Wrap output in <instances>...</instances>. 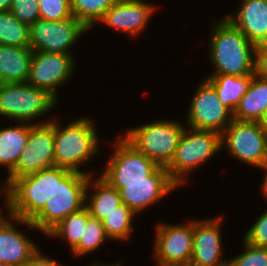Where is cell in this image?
Wrapping results in <instances>:
<instances>
[{
	"instance_id": "obj_1",
	"label": "cell",
	"mask_w": 267,
	"mask_h": 266,
	"mask_svg": "<svg viewBox=\"0 0 267 266\" xmlns=\"http://www.w3.org/2000/svg\"><path fill=\"white\" fill-rule=\"evenodd\" d=\"M60 120L61 117H54L55 166L88 176L96 175L94 171H86L83 167L88 166L96 155L101 156L97 122L84 116L74 120L71 118L64 127Z\"/></svg>"
},
{
	"instance_id": "obj_2",
	"label": "cell",
	"mask_w": 267,
	"mask_h": 266,
	"mask_svg": "<svg viewBox=\"0 0 267 266\" xmlns=\"http://www.w3.org/2000/svg\"><path fill=\"white\" fill-rule=\"evenodd\" d=\"M212 19L207 54L209 74L246 76L254 74L255 45L227 18Z\"/></svg>"
},
{
	"instance_id": "obj_3",
	"label": "cell",
	"mask_w": 267,
	"mask_h": 266,
	"mask_svg": "<svg viewBox=\"0 0 267 266\" xmlns=\"http://www.w3.org/2000/svg\"><path fill=\"white\" fill-rule=\"evenodd\" d=\"M70 170L53 166L15 179L6 189L12 216L32 221L60 190V180Z\"/></svg>"
},
{
	"instance_id": "obj_4",
	"label": "cell",
	"mask_w": 267,
	"mask_h": 266,
	"mask_svg": "<svg viewBox=\"0 0 267 266\" xmlns=\"http://www.w3.org/2000/svg\"><path fill=\"white\" fill-rule=\"evenodd\" d=\"M58 103L59 101L46 90L27 82L0 83V116H3V119L5 117L8 120L13 119L14 122L31 124L48 123L55 116L47 114L53 113L52 110ZM46 116L49 118L43 120Z\"/></svg>"
},
{
	"instance_id": "obj_5",
	"label": "cell",
	"mask_w": 267,
	"mask_h": 266,
	"mask_svg": "<svg viewBox=\"0 0 267 266\" xmlns=\"http://www.w3.org/2000/svg\"><path fill=\"white\" fill-rule=\"evenodd\" d=\"M181 122V123H180ZM186 125L173 119H158L136 125L120 134L138 152L145 154L158 166L167 167L172 161Z\"/></svg>"
},
{
	"instance_id": "obj_6",
	"label": "cell",
	"mask_w": 267,
	"mask_h": 266,
	"mask_svg": "<svg viewBox=\"0 0 267 266\" xmlns=\"http://www.w3.org/2000/svg\"><path fill=\"white\" fill-rule=\"evenodd\" d=\"M220 151H223L221 134L186 127L166 170L171 180L181 188L190 181L189 176L193 175L191 172H196Z\"/></svg>"
},
{
	"instance_id": "obj_7",
	"label": "cell",
	"mask_w": 267,
	"mask_h": 266,
	"mask_svg": "<svg viewBox=\"0 0 267 266\" xmlns=\"http://www.w3.org/2000/svg\"><path fill=\"white\" fill-rule=\"evenodd\" d=\"M89 176L69 171L60 180V190L51 196L44 209L31 221L37 231L47 235L59 222L85 207Z\"/></svg>"
},
{
	"instance_id": "obj_8",
	"label": "cell",
	"mask_w": 267,
	"mask_h": 266,
	"mask_svg": "<svg viewBox=\"0 0 267 266\" xmlns=\"http://www.w3.org/2000/svg\"><path fill=\"white\" fill-rule=\"evenodd\" d=\"M221 145L246 166L259 169L267 162V131L256 121L233 119L221 134Z\"/></svg>"
},
{
	"instance_id": "obj_9",
	"label": "cell",
	"mask_w": 267,
	"mask_h": 266,
	"mask_svg": "<svg viewBox=\"0 0 267 266\" xmlns=\"http://www.w3.org/2000/svg\"><path fill=\"white\" fill-rule=\"evenodd\" d=\"M53 166L54 118L48 123L34 124L30 128L27 144L16 166L7 174L1 185L5 190L15 179Z\"/></svg>"
},
{
	"instance_id": "obj_10",
	"label": "cell",
	"mask_w": 267,
	"mask_h": 266,
	"mask_svg": "<svg viewBox=\"0 0 267 266\" xmlns=\"http://www.w3.org/2000/svg\"><path fill=\"white\" fill-rule=\"evenodd\" d=\"M193 90L186 113V127L219 134L233 120V113L221 102L214 87L203 78Z\"/></svg>"
},
{
	"instance_id": "obj_11",
	"label": "cell",
	"mask_w": 267,
	"mask_h": 266,
	"mask_svg": "<svg viewBox=\"0 0 267 266\" xmlns=\"http://www.w3.org/2000/svg\"><path fill=\"white\" fill-rule=\"evenodd\" d=\"M108 142L114 152L99 174L103 179L107 182L149 181V175L158 167L155 162L138 152L120 134L115 141Z\"/></svg>"
},
{
	"instance_id": "obj_12",
	"label": "cell",
	"mask_w": 267,
	"mask_h": 266,
	"mask_svg": "<svg viewBox=\"0 0 267 266\" xmlns=\"http://www.w3.org/2000/svg\"><path fill=\"white\" fill-rule=\"evenodd\" d=\"M88 31L90 33L74 16L59 21L39 19L29 25L30 48L46 53L74 55L72 47Z\"/></svg>"
},
{
	"instance_id": "obj_13",
	"label": "cell",
	"mask_w": 267,
	"mask_h": 266,
	"mask_svg": "<svg viewBox=\"0 0 267 266\" xmlns=\"http://www.w3.org/2000/svg\"><path fill=\"white\" fill-rule=\"evenodd\" d=\"M152 257L162 264L189 266L193 251V218L183 223L159 222L154 226Z\"/></svg>"
},
{
	"instance_id": "obj_14",
	"label": "cell",
	"mask_w": 267,
	"mask_h": 266,
	"mask_svg": "<svg viewBox=\"0 0 267 266\" xmlns=\"http://www.w3.org/2000/svg\"><path fill=\"white\" fill-rule=\"evenodd\" d=\"M76 64L74 55L34 51L27 83L46 90L60 101L58 90L70 82L76 72Z\"/></svg>"
},
{
	"instance_id": "obj_15",
	"label": "cell",
	"mask_w": 267,
	"mask_h": 266,
	"mask_svg": "<svg viewBox=\"0 0 267 266\" xmlns=\"http://www.w3.org/2000/svg\"><path fill=\"white\" fill-rule=\"evenodd\" d=\"M108 183L119 191L122 203L136 215L142 214L150 206L179 189L169 177L166 168L162 166H158L149 175V181Z\"/></svg>"
},
{
	"instance_id": "obj_16",
	"label": "cell",
	"mask_w": 267,
	"mask_h": 266,
	"mask_svg": "<svg viewBox=\"0 0 267 266\" xmlns=\"http://www.w3.org/2000/svg\"><path fill=\"white\" fill-rule=\"evenodd\" d=\"M223 214L214 218H193V251L189 266H218L223 259Z\"/></svg>"
},
{
	"instance_id": "obj_17",
	"label": "cell",
	"mask_w": 267,
	"mask_h": 266,
	"mask_svg": "<svg viewBox=\"0 0 267 266\" xmlns=\"http://www.w3.org/2000/svg\"><path fill=\"white\" fill-rule=\"evenodd\" d=\"M157 8V4L146 0H117L97 25H105L118 30V32H125L124 34H128L132 38L137 37L142 35L144 29L149 25Z\"/></svg>"
},
{
	"instance_id": "obj_18",
	"label": "cell",
	"mask_w": 267,
	"mask_h": 266,
	"mask_svg": "<svg viewBox=\"0 0 267 266\" xmlns=\"http://www.w3.org/2000/svg\"><path fill=\"white\" fill-rule=\"evenodd\" d=\"M20 225L37 231L31 221L10 215L0 225V262L21 266L40 249L32 238L19 230Z\"/></svg>"
},
{
	"instance_id": "obj_19",
	"label": "cell",
	"mask_w": 267,
	"mask_h": 266,
	"mask_svg": "<svg viewBox=\"0 0 267 266\" xmlns=\"http://www.w3.org/2000/svg\"><path fill=\"white\" fill-rule=\"evenodd\" d=\"M238 6L224 17L255 46L267 44V0H241Z\"/></svg>"
},
{
	"instance_id": "obj_20",
	"label": "cell",
	"mask_w": 267,
	"mask_h": 266,
	"mask_svg": "<svg viewBox=\"0 0 267 266\" xmlns=\"http://www.w3.org/2000/svg\"><path fill=\"white\" fill-rule=\"evenodd\" d=\"M122 204L119 191L111 186L99 173L89 176L85 192V207L89 214L102 221Z\"/></svg>"
},
{
	"instance_id": "obj_21",
	"label": "cell",
	"mask_w": 267,
	"mask_h": 266,
	"mask_svg": "<svg viewBox=\"0 0 267 266\" xmlns=\"http://www.w3.org/2000/svg\"><path fill=\"white\" fill-rule=\"evenodd\" d=\"M34 50L0 45V83L27 82Z\"/></svg>"
},
{
	"instance_id": "obj_22",
	"label": "cell",
	"mask_w": 267,
	"mask_h": 266,
	"mask_svg": "<svg viewBox=\"0 0 267 266\" xmlns=\"http://www.w3.org/2000/svg\"><path fill=\"white\" fill-rule=\"evenodd\" d=\"M14 123L15 125L0 128V167H4L7 174L16 166L27 144L29 130L34 125L27 122Z\"/></svg>"
},
{
	"instance_id": "obj_23",
	"label": "cell",
	"mask_w": 267,
	"mask_h": 266,
	"mask_svg": "<svg viewBox=\"0 0 267 266\" xmlns=\"http://www.w3.org/2000/svg\"><path fill=\"white\" fill-rule=\"evenodd\" d=\"M267 107V79L252 75L247 92L233 112V119L258 121Z\"/></svg>"
},
{
	"instance_id": "obj_24",
	"label": "cell",
	"mask_w": 267,
	"mask_h": 266,
	"mask_svg": "<svg viewBox=\"0 0 267 266\" xmlns=\"http://www.w3.org/2000/svg\"><path fill=\"white\" fill-rule=\"evenodd\" d=\"M203 77L214 87L221 102L233 113L247 92L252 75L208 74Z\"/></svg>"
},
{
	"instance_id": "obj_25",
	"label": "cell",
	"mask_w": 267,
	"mask_h": 266,
	"mask_svg": "<svg viewBox=\"0 0 267 266\" xmlns=\"http://www.w3.org/2000/svg\"><path fill=\"white\" fill-rule=\"evenodd\" d=\"M138 215H136L129 207L124 203L116 207V210L108 214L103 220L102 225L105 229L108 238L113 241L121 243L128 242L130 237L133 236L134 223L133 221Z\"/></svg>"
},
{
	"instance_id": "obj_26",
	"label": "cell",
	"mask_w": 267,
	"mask_h": 266,
	"mask_svg": "<svg viewBox=\"0 0 267 266\" xmlns=\"http://www.w3.org/2000/svg\"><path fill=\"white\" fill-rule=\"evenodd\" d=\"M89 211L86 207L70 214L59 222L47 235L51 240L60 239L67 242L70 251L80 242L83 228L87 222Z\"/></svg>"
},
{
	"instance_id": "obj_27",
	"label": "cell",
	"mask_w": 267,
	"mask_h": 266,
	"mask_svg": "<svg viewBox=\"0 0 267 266\" xmlns=\"http://www.w3.org/2000/svg\"><path fill=\"white\" fill-rule=\"evenodd\" d=\"M108 240L110 239L106 235L102 221L89 215L80 242L71 250V254L77 259L87 254L90 255L100 249Z\"/></svg>"
},
{
	"instance_id": "obj_28",
	"label": "cell",
	"mask_w": 267,
	"mask_h": 266,
	"mask_svg": "<svg viewBox=\"0 0 267 266\" xmlns=\"http://www.w3.org/2000/svg\"><path fill=\"white\" fill-rule=\"evenodd\" d=\"M0 45L30 47L29 25L9 11H0Z\"/></svg>"
},
{
	"instance_id": "obj_29",
	"label": "cell",
	"mask_w": 267,
	"mask_h": 266,
	"mask_svg": "<svg viewBox=\"0 0 267 266\" xmlns=\"http://www.w3.org/2000/svg\"><path fill=\"white\" fill-rule=\"evenodd\" d=\"M116 1L117 0H70V8L72 15L88 30H91Z\"/></svg>"
},
{
	"instance_id": "obj_30",
	"label": "cell",
	"mask_w": 267,
	"mask_h": 266,
	"mask_svg": "<svg viewBox=\"0 0 267 266\" xmlns=\"http://www.w3.org/2000/svg\"><path fill=\"white\" fill-rule=\"evenodd\" d=\"M40 19L59 21L72 18L70 0H39Z\"/></svg>"
},
{
	"instance_id": "obj_31",
	"label": "cell",
	"mask_w": 267,
	"mask_h": 266,
	"mask_svg": "<svg viewBox=\"0 0 267 266\" xmlns=\"http://www.w3.org/2000/svg\"><path fill=\"white\" fill-rule=\"evenodd\" d=\"M243 252L229 259L235 266H267V248L253 246L242 240Z\"/></svg>"
},
{
	"instance_id": "obj_32",
	"label": "cell",
	"mask_w": 267,
	"mask_h": 266,
	"mask_svg": "<svg viewBox=\"0 0 267 266\" xmlns=\"http://www.w3.org/2000/svg\"><path fill=\"white\" fill-rule=\"evenodd\" d=\"M39 0H13L10 11L23 23L31 25L40 19Z\"/></svg>"
},
{
	"instance_id": "obj_33",
	"label": "cell",
	"mask_w": 267,
	"mask_h": 266,
	"mask_svg": "<svg viewBox=\"0 0 267 266\" xmlns=\"http://www.w3.org/2000/svg\"><path fill=\"white\" fill-rule=\"evenodd\" d=\"M254 221L244 234L245 236L243 235V240L253 246L267 248V208L264 212L262 210Z\"/></svg>"
},
{
	"instance_id": "obj_34",
	"label": "cell",
	"mask_w": 267,
	"mask_h": 266,
	"mask_svg": "<svg viewBox=\"0 0 267 266\" xmlns=\"http://www.w3.org/2000/svg\"><path fill=\"white\" fill-rule=\"evenodd\" d=\"M254 74L267 79V44L255 47Z\"/></svg>"
},
{
	"instance_id": "obj_35",
	"label": "cell",
	"mask_w": 267,
	"mask_h": 266,
	"mask_svg": "<svg viewBox=\"0 0 267 266\" xmlns=\"http://www.w3.org/2000/svg\"><path fill=\"white\" fill-rule=\"evenodd\" d=\"M42 252V250H38L31 258H29L23 265L21 266H64L59 261L51 258L50 256H46V254Z\"/></svg>"
},
{
	"instance_id": "obj_36",
	"label": "cell",
	"mask_w": 267,
	"mask_h": 266,
	"mask_svg": "<svg viewBox=\"0 0 267 266\" xmlns=\"http://www.w3.org/2000/svg\"><path fill=\"white\" fill-rule=\"evenodd\" d=\"M0 197L4 198V205H3V209L0 207V225L11 215L10 213V202H9V198L6 194V191L3 190L0 193ZM2 210L6 211V214H4V211L2 212ZM4 214V215H3Z\"/></svg>"
},
{
	"instance_id": "obj_37",
	"label": "cell",
	"mask_w": 267,
	"mask_h": 266,
	"mask_svg": "<svg viewBox=\"0 0 267 266\" xmlns=\"http://www.w3.org/2000/svg\"><path fill=\"white\" fill-rule=\"evenodd\" d=\"M259 169L264 172L263 179L260 185V192H262V196H264L263 198L266 199L265 201L267 203V162Z\"/></svg>"
},
{
	"instance_id": "obj_38",
	"label": "cell",
	"mask_w": 267,
	"mask_h": 266,
	"mask_svg": "<svg viewBox=\"0 0 267 266\" xmlns=\"http://www.w3.org/2000/svg\"><path fill=\"white\" fill-rule=\"evenodd\" d=\"M257 122L267 131V107L264 109L260 119Z\"/></svg>"
},
{
	"instance_id": "obj_39",
	"label": "cell",
	"mask_w": 267,
	"mask_h": 266,
	"mask_svg": "<svg viewBox=\"0 0 267 266\" xmlns=\"http://www.w3.org/2000/svg\"><path fill=\"white\" fill-rule=\"evenodd\" d=\"M13 0H0V11H9Z\"/></svg>"
},
{
	"instance_id": "obj_40",
	"label": "cell",
	"mask_w": 267,
	"mask_h": 266,
	"mask_svg": "<svg viewBox=\"0 0 267 266\" xmlns=\"http://www.w3.org/2000/svg\"><path fill=\"white\" fill-rule=\"evenodd\" d=\"M123 265V263H122V261L120 260V261H118V262H114V263H100V261L99 262H95V263H92V264H90V266H122Z\"/></svg>"
},
{
	"instance_id": "obj_41",
	"label": "cell",
	"mask_w": 267,
	"mask_h": 266,
	"mask_svg": "<svg viewBox=\"0 0 267 266\" xmlns=\"http://www.w3.org/2000/svg\"><path fill=\"white\" fill-rule=\"evenodd\" d=\"M218 266H235L230 259H227L225 262L222 264H219Z\"/></svg>"
},
{
	"instance_id": "obj_42",
	"label": "cell",
	"mask_w": 267,
	"mask_h": 266,
	"mask_svg": "<svg viewBox=\"0 0 267 266\" xmlns=\"http://www.w3.org/2000/svg\"><path fill=\"white\" fill-rule=\"evenodd\" d=\"M156 265L155 266H181V265H172V264H162V263H159V262H155Z\"/></svg>"
},
{
	"instance_id": "obj_43",
	"label": "cell",
	"mask_w": 267,
	"mask_h": 266,
	"mask_svg": "<svg viewBox=\"0 0 267 266\" xmlns=\"http://www.w3.org/2000/svg\"><path fill=\"white\" fill-rule=\"evenodd\" d=\"M0 266H14L13 264H8V263H2L0 262Z\"/></svg>"
},
{
	"instance_id": "obj_44",
	"label": "cell",
	"mask_w": 267,
	"mask_h": 266,
	"mask_svg": "<svg viewBox=\"0 0 267 266\" xmlns=\"http://www.w3.org/2000/svg\"><path fill=\"white\" fill-rule=\"evenodd\" d=\"M3 190H4V189H3L2 185H0V193H1Z\"/></svg>"
}]
</instances>
